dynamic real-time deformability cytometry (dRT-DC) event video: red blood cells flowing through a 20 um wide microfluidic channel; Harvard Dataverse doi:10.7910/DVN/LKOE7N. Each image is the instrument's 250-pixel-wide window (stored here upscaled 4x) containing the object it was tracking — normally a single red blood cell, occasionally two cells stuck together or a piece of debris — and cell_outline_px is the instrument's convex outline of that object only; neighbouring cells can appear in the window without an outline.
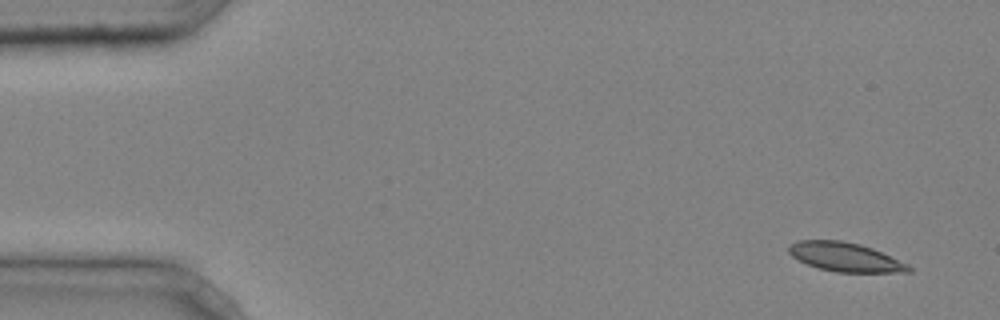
{"species": "common noctule bat (a hibernating species)", "species_latin": "Nyctalus noctula", "temperature_condition": "cold", "stored_images_in_passage": 4, "camera_frame_rate_fps": 3000, "um_per_image_px": 0.085, "animal": {"sex": "male", "body_mass_g": 20.4}, "frame": {"image": 1, "passage_image": 1, "time_ms": 0.0, "image_size_px": [1000, 320], "cell_outline_px": [[912, 272], [836, 272], [820, 268], [808, 264], [792, 256], [788, 252], [788, 248], [796, 240], [840, 240], [860, 244], [872, 248], [908, 264], [912, 268]], "centroid_in_image_um": [71.85, 21.84], "position_along_channel_um": 13.1, "area_um2": 20.06}}
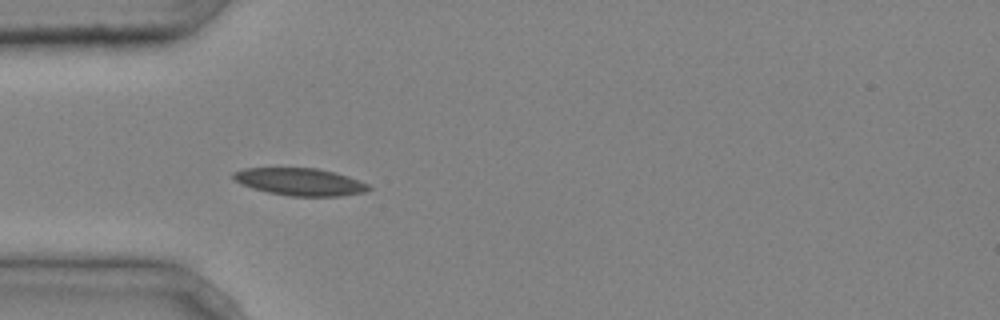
{"frame": {"image": 2, "passage_image": 4, "time_ms": 1.0, "image_size_px": [1000, 320], "cell_outline_px": [[372, 188], [364, 192], [340, 196], [292, 196], [268, 192], [252, 188], [236, 180], [232, 176], [232, 172], [244, 168], [316, 168], [336, 172], [348, 176], [368, 184]], "centroid_in_image_um": [25.52, 15.45], "position_along_channel_um": 59.5, "area_um2": 21.44}}